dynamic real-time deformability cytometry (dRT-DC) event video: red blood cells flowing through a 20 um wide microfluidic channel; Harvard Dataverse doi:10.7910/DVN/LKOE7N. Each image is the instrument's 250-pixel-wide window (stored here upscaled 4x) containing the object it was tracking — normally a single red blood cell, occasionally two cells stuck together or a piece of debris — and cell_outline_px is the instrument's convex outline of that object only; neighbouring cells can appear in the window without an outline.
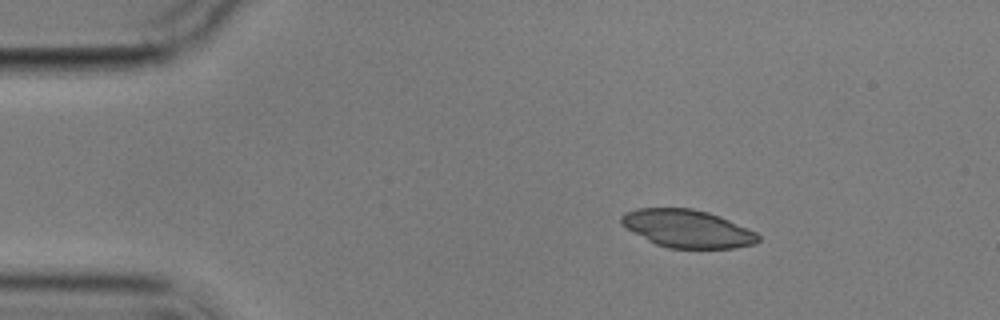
{"species": "common noctule bat (a hibernating species)", "species_latin": "Nyctalus noctula", "temperature_condition": "cold", "stored_images_in_passage": 3, "camera_frame_rate_fps": 3000, "um_per_image_px": 0.085, "animal": {"sex": "male", "body_mass_g": 17.9}, "frame": {"image": 1, "passage_image": 1, "time_ms": 0.0, "image_size_px": [1000, 320], "cell_outline_px": [[760, 240], [756, 244], [736, 248], [668, 248], [656, 244], [648, 240], [620, 224], [620, 216], [624, 212], [636, 208], [692, 208], [708, 212], [720, 216], [748, 228], [756, 232], [760, 236]], "centroid_in_image_um": [58.44, 19.43], "position_along_channel_um": 26.6, "area_um2": 30.29}}